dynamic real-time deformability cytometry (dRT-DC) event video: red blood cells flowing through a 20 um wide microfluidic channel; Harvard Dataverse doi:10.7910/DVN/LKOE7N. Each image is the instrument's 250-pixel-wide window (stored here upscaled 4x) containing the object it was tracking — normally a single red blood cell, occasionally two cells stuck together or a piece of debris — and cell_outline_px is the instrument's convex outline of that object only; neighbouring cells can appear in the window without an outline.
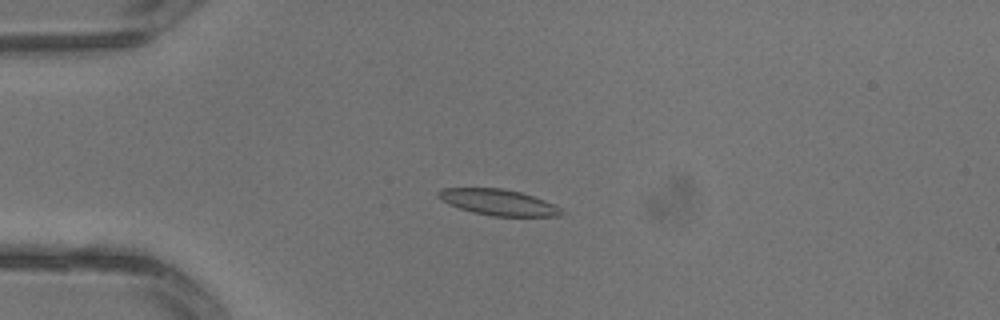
{"species": "common noctule bat (a hibernating species)", "species_latin": "Nyctalus noctula", "temperature_condition": "warm", "stored_images_in_passage": 3, "camera_frame_rate_fps": 3000, "um_per_image_px": 0.085, "animal": {"sex": "male", "body_mass_g": 13.3}, "frame": {"image": 1, "passage_image": 2, "time_ms": 0.333, "image_size_px": [1000, 320], "cell_outline_px": [[564, 212], [560, 216], [492, 216], [472, 212], [448, 204], [436, 196], [436, 192], [440, 188], [504, 188], [520, 192], [544, 200], [560, 208]], "centroid_in_image_um": [42.31, 17.19], "position_along_channel_um": 42.7, "area_um2": 18.61}}
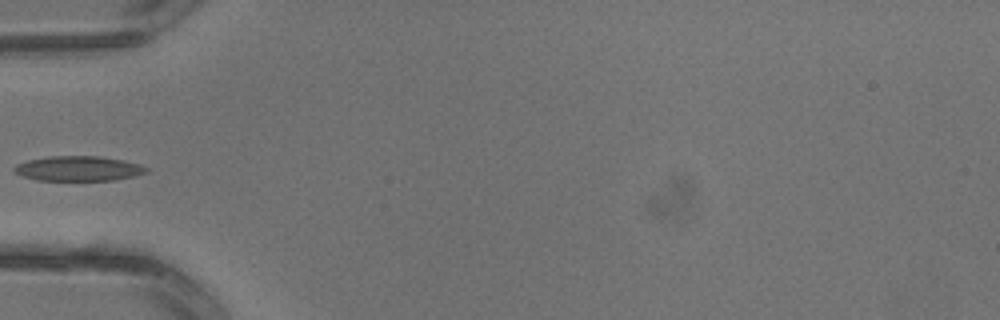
{"frame": {"image": 2, "passage_image": 3, "time_ms": 0.667, "image_size_px": [1000, 320], "cell_outline_px": [[148, 172], [136, 176], [112, 180], [36, 180], [12, 172], [12, 168], [16, 164], [28, 160], [48, 156], [100, 156], [124, 160], [140, 164], [148, 168]], "centroid_in_image_um": [6.66, 14.32], "position_along_channel_um": 78.3, "area_um2": 19.31}}